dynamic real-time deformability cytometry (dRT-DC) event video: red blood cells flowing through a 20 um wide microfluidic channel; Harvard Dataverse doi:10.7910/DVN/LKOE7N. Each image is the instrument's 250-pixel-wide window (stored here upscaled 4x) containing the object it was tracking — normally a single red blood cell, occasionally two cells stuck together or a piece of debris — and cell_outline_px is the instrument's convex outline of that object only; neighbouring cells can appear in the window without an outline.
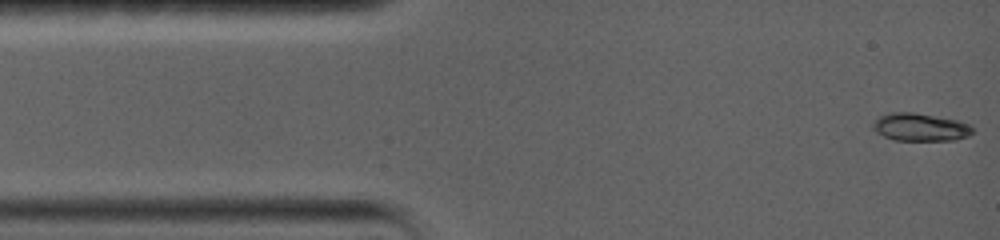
{"species": "common noctule bat (a hibernating species)", "species_latin": "Nyctalus noctula", "temperature_condition": "warm", "stored_images_in_passage": 65, "camera_frame_rate_fps": 5000, "um_per_image_px": 0.085, "animal": {"sex": "female", "body_mass_g": 19.0, "forearm_length_mm": 56.7}, "frame": {"image": 1, "passage_image": 1, "time_ms": 0.0, "image_size_px": [1000, 240], "cell_outline_px": [[972, 132], [968, 136], [956, 140], [892, 140], [876, 132], [872, 124], [880, 116], [892, 112], [912, 112], [956, 120], [972, 124]], "centroid_in_image_um": [78.23, 10.81], "position_along_channel_um": 6.8, "area_um2": 16.01}}
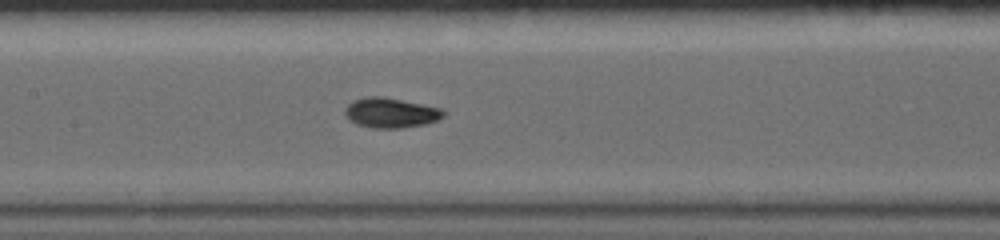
{"frame": {"image": 2, "passage_image": 26, "time_ms": 6.8, "image_size_px": [1000, 240], "cell_outline_px": [[448, 112], [444, 116], [436, 120], [424, 124], [404, 128], [372, 128], [356, 124], [348, 120], [344, 112], [344, 108], [352, 100], [368, 96], [384, 96], [444, 108]], "centroid_in_image_um": [33.22, 9.58], "position_along_channel_um": 174.2, "area_um2": 17.63}}
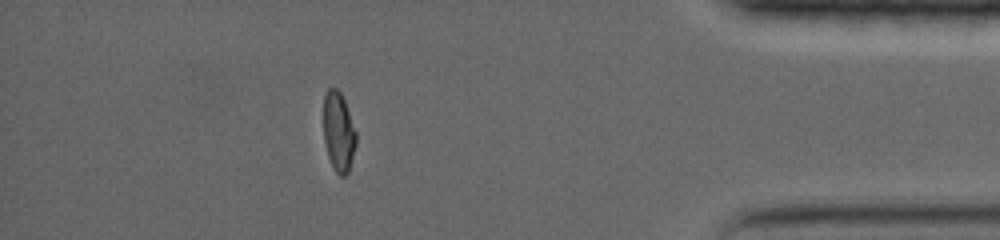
{"frame": {"image": 3, "passage_image": 52, "time_ms": 14.4, "image_size_px": [1000, 240], "cell_outline_px": [[356, 144], [348, 172], [344, 176], [340, 176], [332, 168], [328, 156], [324, 140], [324, 92], [328, 88], [336, 88], [340, 92], [344, 100], [356, 132]], "centroid_in_image_um": [28.77, 11.21], "position_along_channel_um": 406.4, "area_um2": 15.03}, "authors_computed_cell_mechanics": {"area_um2": 16.4152, "velocity_mm_per_s": 3.6103, "shape_relaxation_time_tau1_ms": 5.3665, "shape_relaxation_time_tau2_ms": null, "deformation_change_tau1": 0.2283, "deformation_change_tau2": null}}